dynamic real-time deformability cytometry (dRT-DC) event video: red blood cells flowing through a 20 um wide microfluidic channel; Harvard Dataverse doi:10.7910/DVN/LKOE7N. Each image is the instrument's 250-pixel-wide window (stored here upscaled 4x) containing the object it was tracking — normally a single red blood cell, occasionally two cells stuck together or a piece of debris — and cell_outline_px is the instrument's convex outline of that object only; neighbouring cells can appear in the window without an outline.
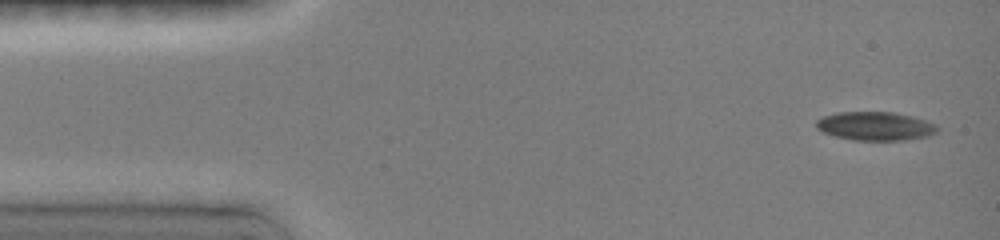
{"species": "common noctule bat (a hibernating species)", "species_latin": "Nyctalus noctula", "temperature_condition": "room temperature", "stored_images_in_passage": 17, "camera_frame_rate_fps": 3000, "um_per_image_px": 0.085, "animal": {"sex": "female", "body_mass_g": 19.0, "forearm_length_mm": 51.5}, "frame": {"image": 1, "passage_image": 2, "time_ms": 0.333, "image_size_px": [1000, 240], "cell_outline_px": [[940, 128], [936, 132], [928, 136], [904, 140], [852, 140], [836, 136], [824, 132], [816, 128], [816, 120], [824, 116], [836, 112], [892, 112], [912, 116], [936, 124]], "centroid_in_image_um": [74.41, 10.72], "position_along_channel_um": 10.6, "area_um2": 20.17}}
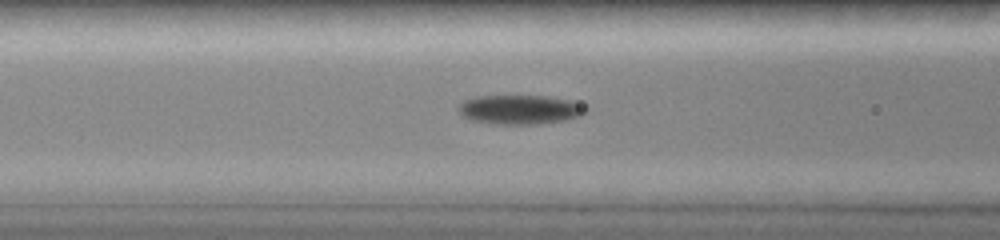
{"frame": {"image": 2, "passage_image": 14, "time_ms": 5.667, "image_size_px": [1000, 240], "cell_outline_px": [[588, 108], [580, 116], [564, 120], [540, 124], [496, 124], [472, 120], [464, 116], [460, 112], [460, 104], [464, 100], [476, 96], [544, 96], [568, 100], [584, 104]], "centroid_in_image_um": [44.22, 9.31], "position_along_channel_um": 122.4, "area_um2": 21.5}}
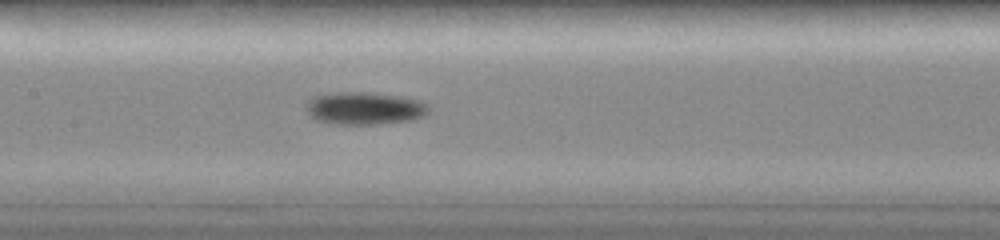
{"frame": {"image": 3, "passage_image": 17, "time_ms": 7.0, "image_size_px": [1000, 240], "cell_outline_px": [[428, 112], [424, 116], [416, 120], [376, 124], [328, 124], [316, 120], [308, 112], [308, 100], [312, 96], [340, 92], [364, 92], [420, 100], [428, 104]], "centroid_in_image_um": [30.99, 9.22], "position_along_channel_um": 176.4, "area_um2": 23.12}}